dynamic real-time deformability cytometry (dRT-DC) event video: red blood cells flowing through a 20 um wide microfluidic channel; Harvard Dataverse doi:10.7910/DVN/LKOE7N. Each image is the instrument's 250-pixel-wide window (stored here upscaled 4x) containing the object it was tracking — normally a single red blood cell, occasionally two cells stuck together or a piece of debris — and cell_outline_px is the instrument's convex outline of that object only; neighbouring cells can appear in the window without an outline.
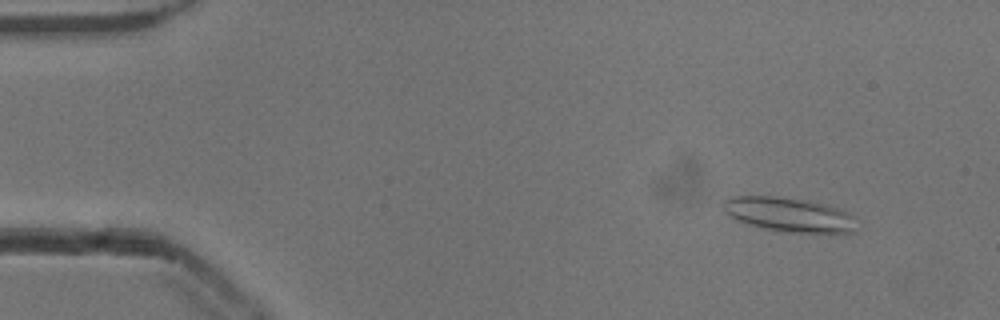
{"species": "common noctule bat (a hibernating species)", "species_latin": "Nyctalus noctula", "temperature_condition": "cold", "stored_images_in_passage": 54, "camera_frame_rate_fps": 3000, "um_per_image_px": 0.085, "animal": {"sex": "male", "body_mass_g": 13.3}, "frame": {"image": 1, "passage_image": 6, "time_ms": 1.667, "image_size_px": [1000, 320], "cell_outline_px": [[856, 232], [784, 232], [764, 228], [748, 224], [736, 220], [728, 216], [724, 212], [720, 204], [724, 200], [732, 196], [776, 196], [808, 200], [828, 204], [840, 208], [848, 216]], "centroid_in_image_um": [66.92, 18.21], "position_along_channel_um": 18.1, "area_um2": 26.47}}
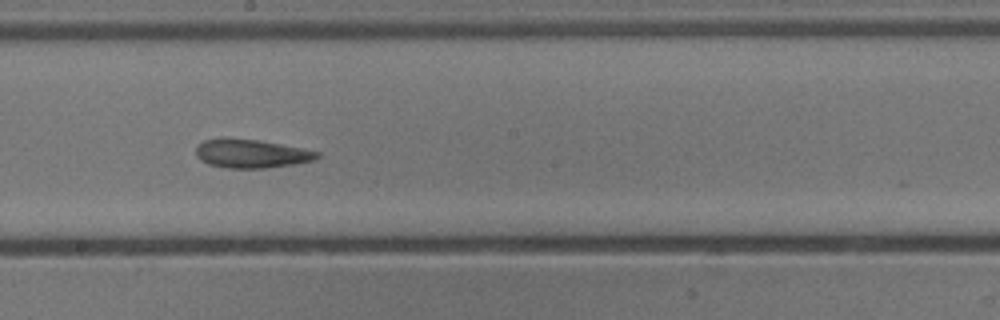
{"frame": {"image": 2, "passage_image": 30, "time_ms": 9.667, "image_size_px": [1000, 320], "cell_outline_px": [[320, 156], [312, 160], [292, 164], [264, 168], [228, 168], [208, 164], [200, 160], [196, 156], [196, 148], [204, 140], [220, 136], [224, 136], [256, 140], [280, 144], [320, 152]], "centroid_in_image_um": [21.28, 13.04], "position_along_channel_um": 226.9, "area_um2": 20.23}}
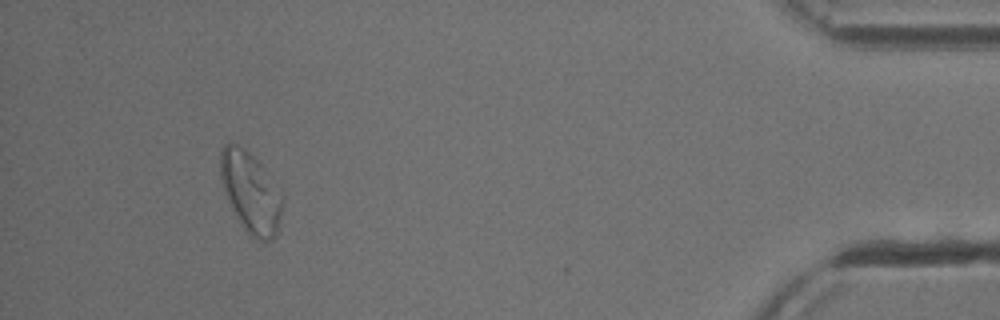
{"frame": {"image": 3, "passage_image": 50, "time_ms": 16.333, "image_size_px": [1000, 320], "cell_outline_px": [[284, 200], [276, 236], [272, 240], [256, 240], [240, 224], [228, 200], [220, 176], [220, 152], [224, 144], [240, 144], [264, 168], [284, 196]], "centroid_in_image_um": [21.32, 16.35], "position_along_channel_um": 413.9, "area_um2": 29.02}, "authors_computed_cell_mechanics": {"area_um2": 22.542, "velocity_mm_per_s": 3.8358, "shape_relaxation_time_tau1_ms": null, "shape_relaxation_time_tau2_ms": 4.689, "deformation_change_tau1": null, "deformation_change_tau2": 0.145}}